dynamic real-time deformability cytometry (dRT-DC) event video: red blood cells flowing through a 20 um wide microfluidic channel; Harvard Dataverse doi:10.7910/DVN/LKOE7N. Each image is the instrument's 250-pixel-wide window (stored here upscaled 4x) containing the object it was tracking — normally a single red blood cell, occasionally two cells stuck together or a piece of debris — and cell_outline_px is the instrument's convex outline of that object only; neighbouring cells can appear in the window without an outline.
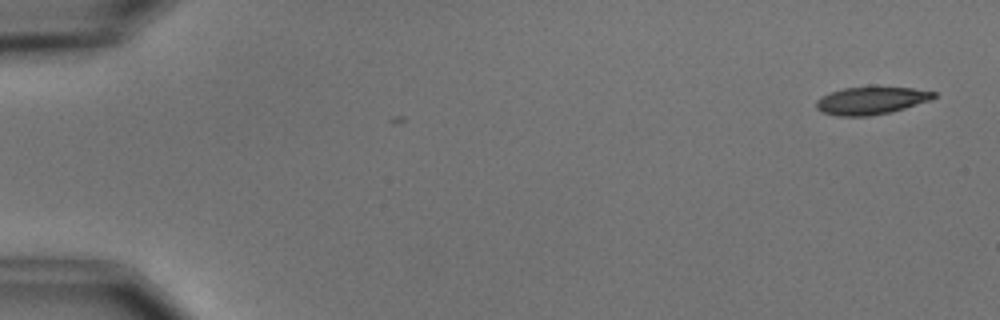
{"species": "common noctule bat (a hibernating species)", "species_latin": "Nyctalus noctula", "temperature_condition": "cold", "stored_images_in_passage": 2, "camera_frame_rate_fps": 3000, "um_per_image_px": 0.085, "animal": {"sex": "male", "body_mass_g": 15.6}, "frame": {"image": 1, "passage_image": 2, "time_ms": 1.333, "image_size_px": [1000, 320], "cell_outline_px": [[936, 96], [932, 100], [892, 112], [868, 116], [836, 116], [824, 112], [816, 108], [816, 100], [820, 96], [844, 88], [912, 88], [936, 92]], "centroid_in_image_um": [74.06, 8.57], "position_along_channel_um": 10.9, "area_um2": 18.67}}